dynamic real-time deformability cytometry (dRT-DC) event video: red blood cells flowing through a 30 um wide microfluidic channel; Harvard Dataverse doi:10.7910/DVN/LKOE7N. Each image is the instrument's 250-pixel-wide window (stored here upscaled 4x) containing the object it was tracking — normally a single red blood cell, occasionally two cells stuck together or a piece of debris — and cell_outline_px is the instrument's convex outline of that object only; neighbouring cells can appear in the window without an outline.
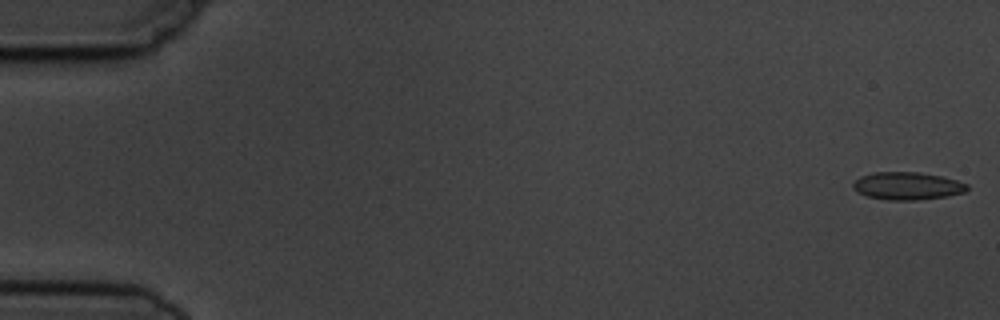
{"species": "common noctule bat (a hibernating species)", "species_latin": "Nyctalus noctula", "temperature_condition": "cold", "stored_images_in_passage": 6, "camera_frame_rate_fps": 3000, "um_per_image_px": 0.085, "animal": {"sex": "male", "body_mass_g": 19.5, "forearm_length_mm": 54.6}, "frame": {"image": 1, "passage_image": 1, "time_ms": 0.0, "image_size_px": [1000, 320], "cell_outline_px": [[968, 192], [948, 196], [920, 200], [888, 200], [868, 196], [856, 192], [852, 188], [852, 184], [860, 176], [872, 172], [920, 172], [944, 176], [968, 184]], "centroid_in_image_um": [77.15, 15.8], "position_along_channel_um": 7.9, "area_um2": 18.73}}
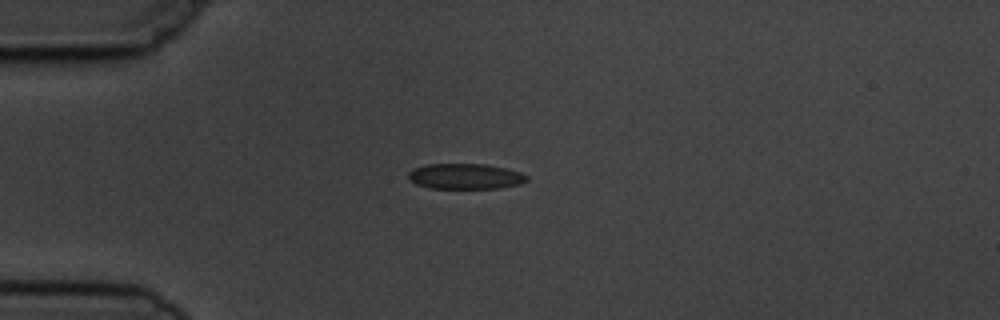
{"frame": {"image": 2, "passage_image": 4, "time_ms": 4.333, "image_size_px": [1000, 320], "cell_outline_px": [[528, 180], [520, 184], [500, 188], [428, 188], [416, 184], [408, 180], [408, 172], [412, 168], [424, 164], [484, 164], [504, 168], [520, 172], [528, 176]], "centroid_in_image_um": [39.5, 14.99], "position_along_channel_um": 45.5, "area_um2": 17.74}}
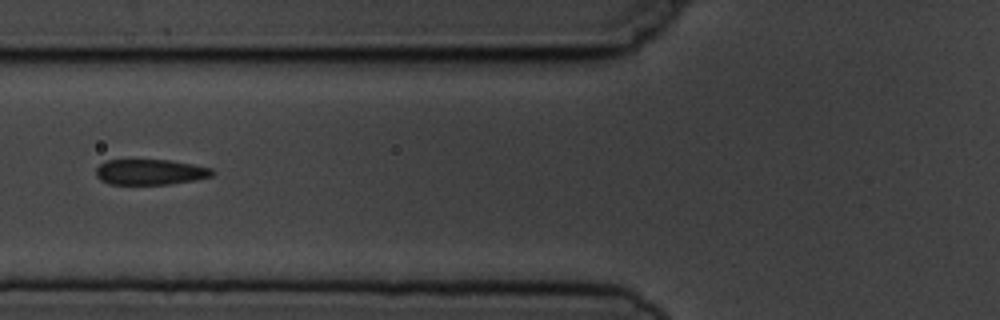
{"frame": {"image": 3, "passage_image": 6, "time_ms": 6.667, "image_size_px": [1000, 320], "cell_outline_px": [[216, 172], [212, 176], [196, 180], [168, 184], [108, 184], [100, 180], [96, 176], [96, 168], [104, 160], [168, 160], [192, 164], [212, 168]], "centroid_in_image_um": [12.77, 14.62], "position_along_channel_um": 113.0, "area_um2": 17.4}}